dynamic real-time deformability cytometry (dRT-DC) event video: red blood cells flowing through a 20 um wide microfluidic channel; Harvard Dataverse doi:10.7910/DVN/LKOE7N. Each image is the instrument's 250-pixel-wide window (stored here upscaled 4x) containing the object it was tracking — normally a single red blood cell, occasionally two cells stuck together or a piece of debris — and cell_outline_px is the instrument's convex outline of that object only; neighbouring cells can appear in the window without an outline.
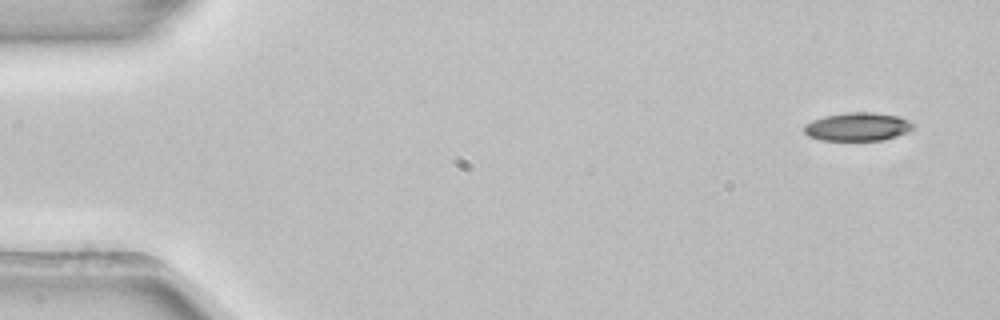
{"species": "common noctule bat (a hibernating species)", "species_latin": "Nyctalus noctula", "temperature_condition": "room temperature", "stored_images_in_passage": 4, "camera_frame_rate_fps": 3000, "um_per_image_px": 0.085, "animal": {"sex": "female", "body_mass_g": 22.7, "forearm_length_mm": 54.2}, "frame": {"image": 1, "passage_image": 1, "time_ms": 0.0, "image_size_px": [1000, 320], "cell_outline_px": [[916, 128], [908, 132], [884, 140], [820, 140], [808, 136], [804, 132], [804, 124], [812, 120], [824, 116], [848, 112], [872, 112], [900, 116], [908, 120]], "centroid_in_image_um": [72.9, 10.77], "position_along_channel_um": 12.1, "area_um2": 18.15}}
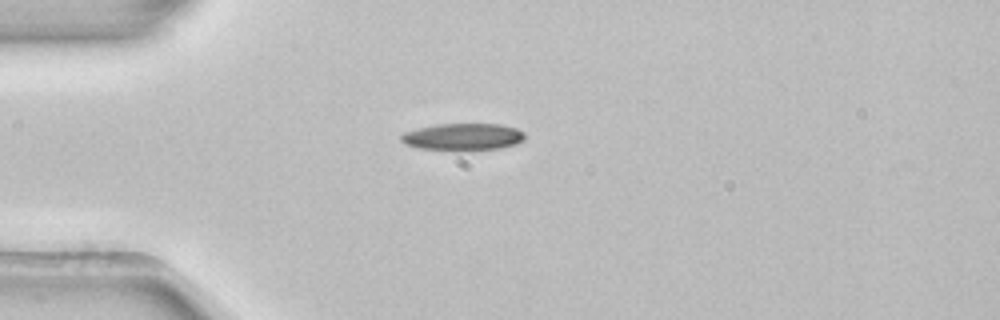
{"frame": {"image": 2, "passage_image": 3, "time_ms": 0.667, "image_size_px": [1000, 320], "cell_outline_px": [[524, 140], [516, 144], [500, 148], [460, 152], [420, 148], [404, 144], [400, 140], [400, 136], [404, 132], [416, 128], [436, 124], [500, 124], [516, 128], [524, 132]], "centroid_in_image_um": [39.33, 11.65], "position_along_channel_um": 45.7, "area_um2": 20.0}}
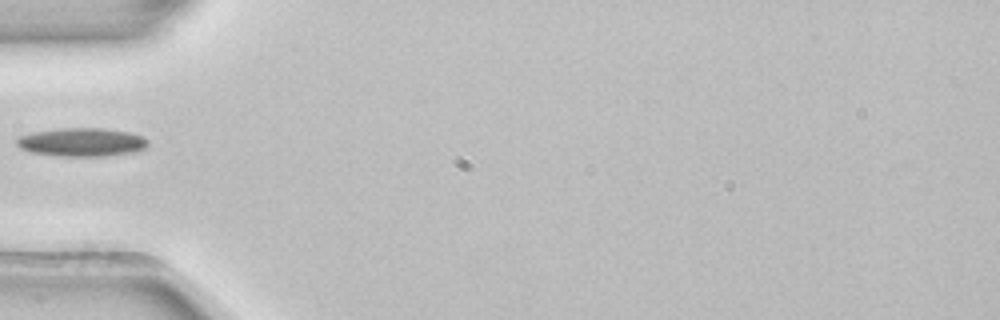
{"frame": {"image": 3, "passage_image": 4, "time_ms": 1.0, "image_size_px": [1000, 320], "cell_outline_px": [[148, 144], [144, 148], [132, 152], [104, 156], [60, 156], [32, 152], [20, 148], [16, 144], [16, 140], [20, 136], [36, 132], [60, 128], [100, 128], [128, 132], [144, 136], [148, 140]], "centroid_in_image_um": [6.96, 12.08], "position_along_channel_um": 78.0, "area_um2": 21.56}}